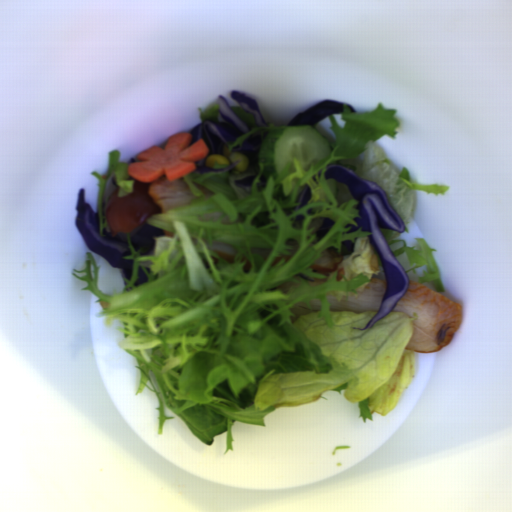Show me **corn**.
<instances>
[{
	"instance_id": "corn-1",
	"label": "corn",
	"mask_w": 512,
	"mask_h": 512,
	"mask_svg": "<svg viewBox=\"0 0 512 512\" xmlns=\"http://www.w3.org/2000/svg\"><path fill=\"white\" fill-rule=\"evenodd\" d=\"M236 171H245L248 169V157L240 153V151H230L228 146L223 147L221 154L209 155L205 161L206 168L221 169L222 167L233 166Z\"/></svg>"
}]
</instances>
